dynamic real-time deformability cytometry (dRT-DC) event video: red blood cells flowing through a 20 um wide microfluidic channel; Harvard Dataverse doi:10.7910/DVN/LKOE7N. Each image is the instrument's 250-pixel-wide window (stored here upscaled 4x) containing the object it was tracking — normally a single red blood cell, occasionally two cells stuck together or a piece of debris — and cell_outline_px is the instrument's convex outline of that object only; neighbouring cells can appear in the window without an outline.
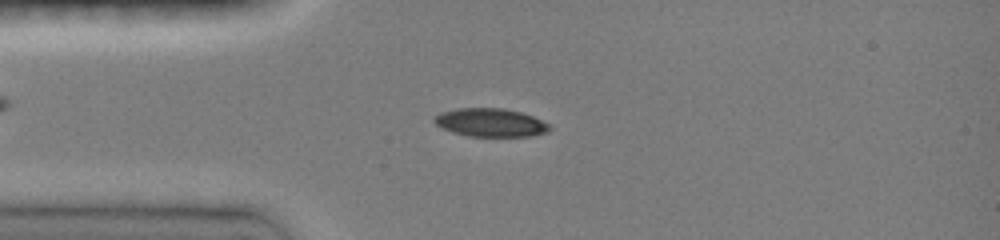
{"species": "common noctule bat (a hibernating species)", "species_latin": "Nyctalus noctula", "temperature_condition": "room temperature", "stored_images_in_passage": 46, "camera_frame_rate_fps": 3000, "um_per_image_px": 0.085, "animal": {"sex": "female", "body_mass_g": 19.0, "forearm_length_mm": 51.5}, "frame": {"image": 1, "passage_image": 11, "time_ms": 3.333, "image_size_px": [1000, 240], "cell_outline_px": [[552, 128], [548, 132], [532, 136], [468, 136], [452, 132], [436, 124], [432, 120], [440, 112], [456, 108], [504, 108], [520, 112], [532, 116], [548, 124]], "centroid_in_image_um": [41.69, 10.41], "position_along_channel_um": 43.3, "area_um2": 18.96}}
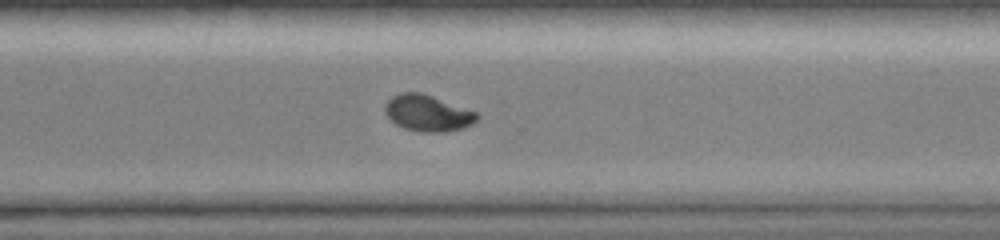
{"frame": {"image": 2, "passage_image": 33, "time_ms": 10.667, "image_size_px": [1000, 240], "cell_outline_px": [[480, 116], [472, 124], [464, 128], [444, 132], [420, 132], [404, 128], [396, 124], [384, 112], [384, 108], [388, 100], [392, 96], [400, 92], [420, 92], [432, 96], [476, 112]], "centroid_in_image_um": [36.34, 9.62], "position_along_channel_um": 334.3, "area_um2": 19.36}}
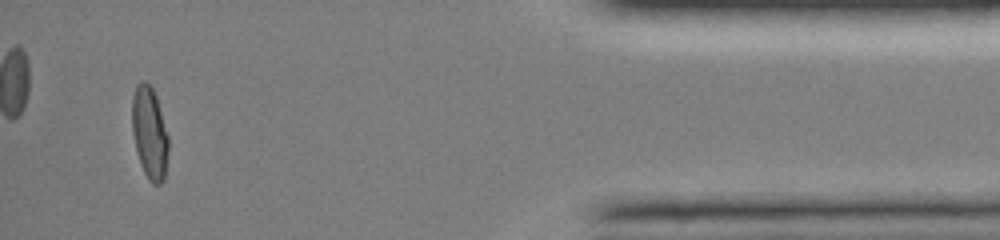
{"frame": {"image": 3, "passage_image": 43, "time_ms": 14.0, "image_size_px": [1000, 240], "cell_outline_px": [[168, 152], [164, 180], [160, 184], [152, 184], [148, 180], [140, 164], [132, 132], [132, 96], [136, 84], [140, 80], [144, 80], [152, 88], [156, 96], [168, 136]], "centroid_in_image_um": [12.7, 11.29], "position_along_channel_um": 422.5, "area_um2": 19.59}, "authors_computed_cell_mechanics": {"area_um2": 19.5364, "velocity_mm_per_s": 4.1384, "shape_relaxation_time_tau1_ms": 5.3134, "shape_relaxation_time_tau2_ms": 2.0849, "deformation_change_tau1": 0.2075, "deformation_change_tau2": 0.0278}}